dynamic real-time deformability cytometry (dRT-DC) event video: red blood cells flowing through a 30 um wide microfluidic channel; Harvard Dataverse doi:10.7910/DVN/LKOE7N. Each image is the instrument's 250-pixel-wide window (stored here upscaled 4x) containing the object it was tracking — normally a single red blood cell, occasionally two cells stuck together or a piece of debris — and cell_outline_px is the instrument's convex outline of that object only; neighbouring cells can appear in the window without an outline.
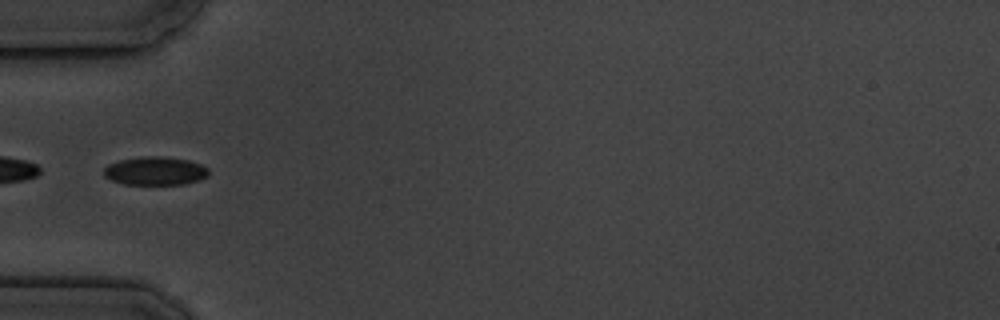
{"species": "common noctule bat (a hibernating species)", "species_latin": "Nyctalus noctula", "temperature_condition": "cold", "stored_images_in_passage": 11, "segment_of_instrument_passage": [2, 2], "camera_frame_rate_fps": 3000, "um_per_image_px": 0.085, "animal": {"sex": "male", "body_mass_g": 19.5, "forearm_length_mm": 54.6}, "frame": {"image": 1, "passage_image": 5, "time_ms": 5.333, "image_size_px": [1000, 320], "cell_outline_px": [[208, 176], [200, 180], [184, 184], [124, 184], [112, 180], [104, 176], [104, 168], [108, 164], [120, 160], [140, 156], [164, 156], [188, 160], [200, 164], [208, 168]], "centroid_in_image_um": [13.2, 14.52], "position_along_channel_um": 71.8, "area_um2": 17.4}}
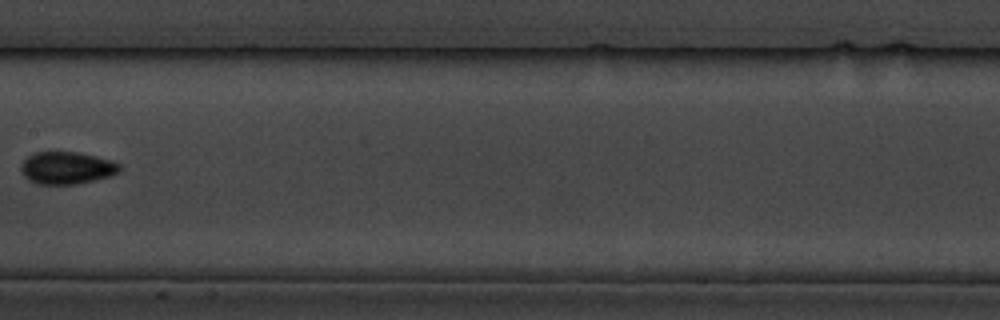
{"frame": {"image": 2, "passage_image": 8, "time_ms": 9.0, "image_size_px": [1000, 320], "cell_outline_px": [[120, 172], [108, 176], [76, 184], [40, 184], [28, 180], [24, 176], [20, 168], [20, 164], [28, 156], [36, 152], [76, 152], [96, 156], [112, 160], [120, 164]], "centroid_in_image_um": [5.66, 14.26], "position_along_channel_um": 201.7, "area_um2": 18.5}}
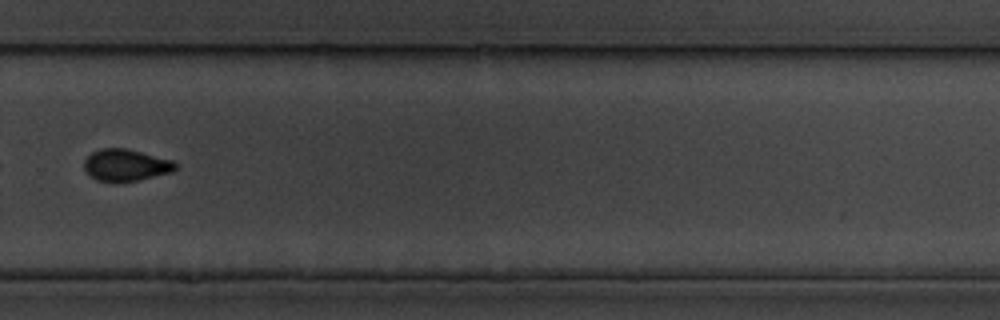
{"frame": {"image": 3, "passage_image": 11, "time_ms": 12.333, "image_size_px": [1000, 320], "cell_outline_px": [[180, 164], [172, 172], [136, 180], [96, 180], [84, 168], [84, 160], [92, 152], [100, 148], [128, 148], [172, 160]], "centroid_in_image_um": [10.73, 13.99], "position_along_channel_um": 319.1, "area_um2": 16.65}}